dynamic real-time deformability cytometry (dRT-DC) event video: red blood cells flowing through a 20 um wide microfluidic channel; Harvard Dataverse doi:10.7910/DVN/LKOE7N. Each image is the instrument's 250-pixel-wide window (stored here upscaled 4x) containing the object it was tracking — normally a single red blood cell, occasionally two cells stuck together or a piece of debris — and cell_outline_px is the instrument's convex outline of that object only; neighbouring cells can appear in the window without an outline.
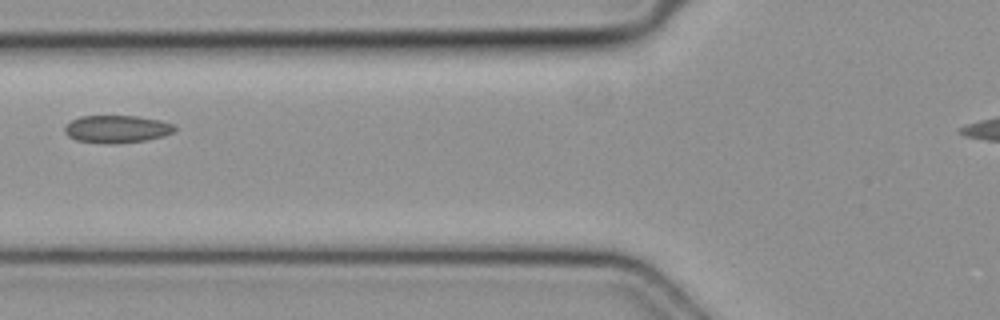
{"species": "common noctule bat (a hibernating species)", "species_latin": "Nyctalus noctula", "temperature_condition": "cold", "stored_images_in_passage": 3, "camera_frame_rate_fps": 3000, "um_per_image_px": 0.085, "animal": {"sex": "female", "body_mass_g": 19.3, "forearm_length_mm": 54.1}, "frame": {"image": 1, "passage_image": 2, "time_ms": 0.333, "image_size_px": [1000, 320], "cell_outline_px": [[176, 128], [172, 132], [164, 136], [144, 140], [116, 144], [104, 144], [76, 140], [68, 136], [64, 132], [64, 128], [72, 120], [80, 116], [136, 116], [160, 120], [176, 124]], "centroid_in_image_um": [9.94, 10.97], "position_along_channel_um": 115.9, "area_um2": 17.74}}
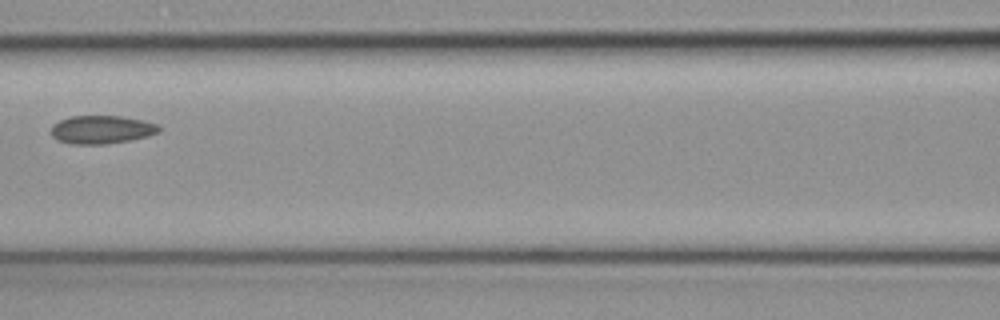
{"frame": {"image": 2, "passage_image": 3, "time_ms": 0.667, "image_size_px": [1000, 320], "cell_outline_px": [[160, 132], [148, 136], [128, 140], [104, 144], [72, 144], [56, 140], [52, 136], [52, 124], [60, 120], [72, 116], [120, 116], [144, 120], [160, 124]], "centroid_in_image_um": [8.66, 11.01], "position_along_channel_um": 157.9, "area_um2": 17.8}}